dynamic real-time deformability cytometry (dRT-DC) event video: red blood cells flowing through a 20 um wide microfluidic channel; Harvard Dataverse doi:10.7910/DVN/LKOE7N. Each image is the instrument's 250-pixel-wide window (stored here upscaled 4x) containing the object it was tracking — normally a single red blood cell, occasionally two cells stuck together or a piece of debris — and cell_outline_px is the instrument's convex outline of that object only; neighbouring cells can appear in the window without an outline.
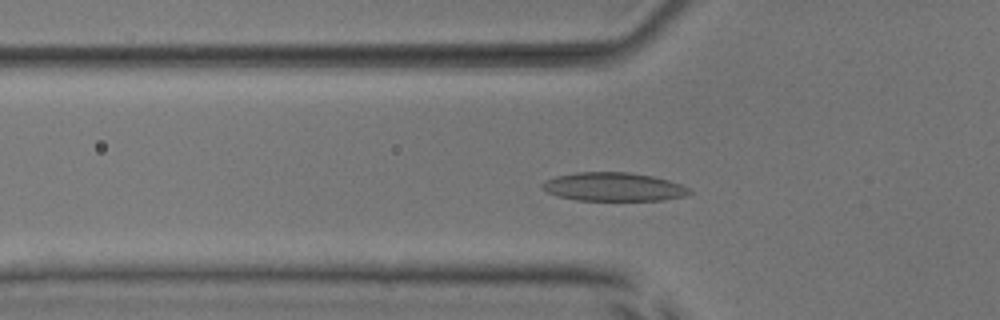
{"species": "common noctule bat (a hibernating species)", "species_latin": "Nyctalus noctula", "temperature_condition": "room temperature", "stored_images_in_passage": 40, "camera_frame_rate_fps": 3000, "um_per_image_px": 0.085, "animal": {"sex": "male", "body_mass_g": 17.9, "forearm_length_mm": 54.2}, "frame": {"image": 1, "passage_image": 6, "time_ms": 1.667, "image_size_px": [1000, 320], "cell_outline_px": [[692, 192], [684, 196], [664, 200], [576, 200], [556, 196], [548, 192], [540, 184], [556, 176], [576, 172], [628, 172], [652, 176], [668, 180], [680, 184], [688, 188]], "centroid_in_image_um": [52.15, 15.88], "position_along_channel_um": 73.7, "area_um2": 24.33}}
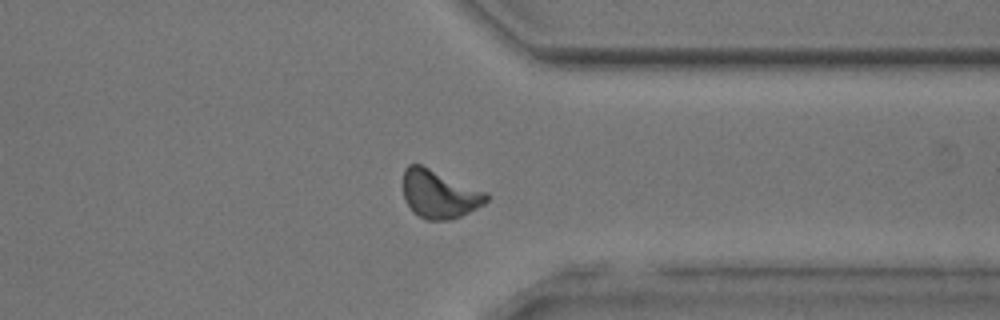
{"frame": {"image": 2, "passage_image": 29, "time_ms": 9.333, "image_size_px": [1000, 320], "cell_outline_px": [[488, 200], [484, 204], [460, 216], [448, 220], [428, 220], [412, 212], [404, 200], [404, 168], [408, 164], [420, 164], [488, 192]], "centroid_in_image_um": [37.33, 16.5], "position_along_channel_um": 374.1, "area_um2": 23.35}}
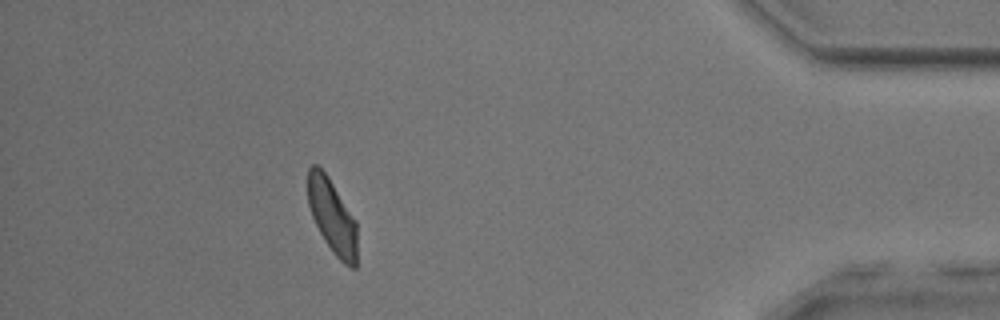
{"frame": {"image": 3, "passage_image": 35, "time_ms": 11.333, "image_size_px": [1000, 320], "cell_outline_px": [[356, 268], [352, 268], [344, 264], [332, 252], [324, 240], [312, 216], [308, 204], [308, 168], [312, 164], [316, 164], [328, 176], [356, 220]], "centroid_in_image_um": [28.23, 18.39], "position_along_channel_um": 407.0, "area_um2": 21.21}, "authors_computed_cell_mechanics": {"area_um2": 22.1663, "velocity_mm_per_s": 3.9545, "shape_relaxation_time_tau1_ms": 2.3505, "shape_relaxation_time_tau2_ms": 2.46, "deformation_change_tau1": 0.0986, "deformation_change_tau2": 0.0871}}